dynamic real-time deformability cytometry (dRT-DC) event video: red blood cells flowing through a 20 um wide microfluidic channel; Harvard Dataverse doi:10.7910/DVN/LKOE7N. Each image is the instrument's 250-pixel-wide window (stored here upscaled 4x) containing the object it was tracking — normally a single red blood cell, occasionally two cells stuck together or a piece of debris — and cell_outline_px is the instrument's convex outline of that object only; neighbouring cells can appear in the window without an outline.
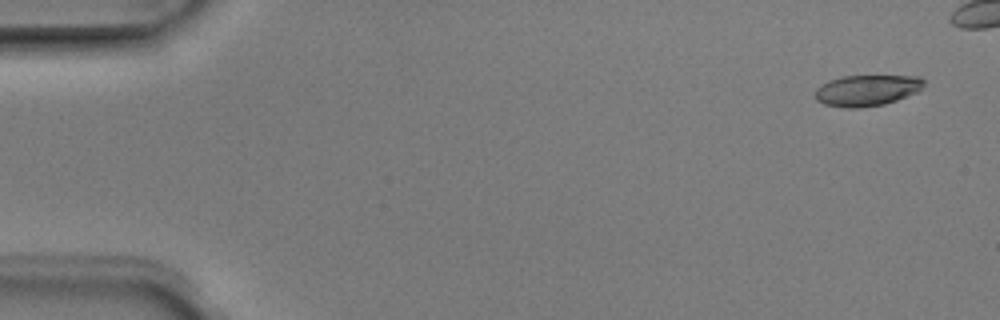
{"species": "Egyptian fruit bat (a non-hibernating species)", "species_latin": "Rousettus aegyptiacus", "temperature_condition": "room temperature", "stored_images_in_passage": 7, "camera_frame_rate_fps": 3000, "um_per_image_px": 0.085, "animal": {"sex": "male"}, "frame": {"image": 1, "passage_image": 1, "time_ms": 0.0, "image_size_px": [1000, 320], "cell_outline_px": [[924, 84], [916, 92], [896, 100], [884, 104], [860, 108], [844, 108], [824, 104], [816, 100], [812, 96], [812, 92], [816, 88], [828, 80], [844, 76], [920, 76], [924, 80]], "centroid_in_image_um": [73.61, 7.69], "position_along_channel_um": 11.4, "area_um2": 19.83}}
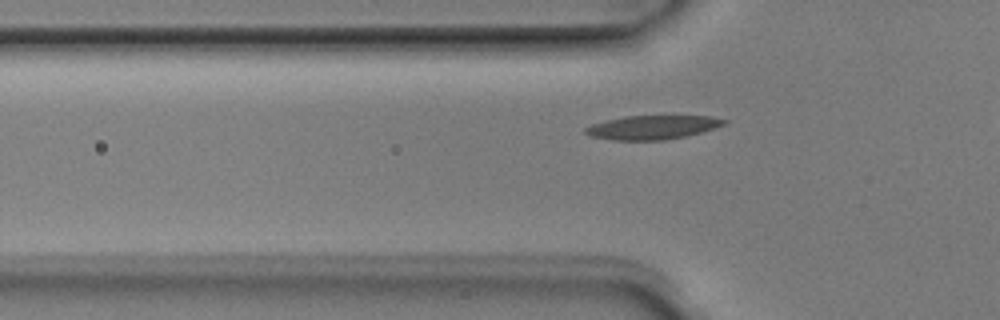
{"frame": {"image": 2, "passage_image": 6, "time_ms": 1.667, "image_size_px": [1000, 320], "cell_outline_px": [[728, 120], [724, 124], [700, 132], [684, 136], [664, 140], [612, 140], [592, 136], [584, 132], [584, 128], [592, 124], [604, 120], [624, 116], [712, 116]], "centroid_in_image_um": [55.41, 10.81], "position_along_channel_um": 70.4, "area_um2": 19.13}}